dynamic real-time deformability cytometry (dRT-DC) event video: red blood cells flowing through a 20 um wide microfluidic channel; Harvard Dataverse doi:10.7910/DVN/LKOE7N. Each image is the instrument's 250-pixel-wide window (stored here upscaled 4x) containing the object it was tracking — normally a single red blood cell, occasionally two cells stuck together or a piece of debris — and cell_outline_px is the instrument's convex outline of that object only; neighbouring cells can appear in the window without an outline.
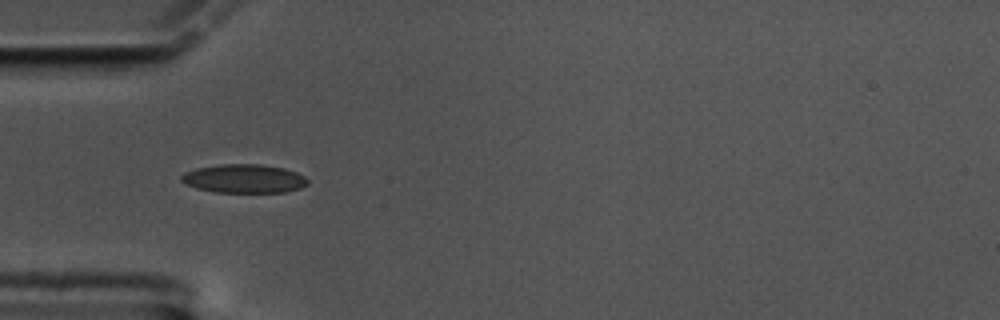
{"species": "common noctule bat (a hibernating species)", "species_latin": "Nyctalus noctula", "temperature_condition": "cold", "stored_images_in_passage": 15, "camera_frame_rate_fps": 3000, "um_per_image_px": 0.085, "animal": {"sex": "male", "body_mass_g": 17.5, "forearm_length_mm": 52.3}, "frame": {"image": 1, "passage_image": 5, "time_ms": 1.333, "image_size_px": [1000, 320], "cell_outline_px": [[308, 184], [300, 188], [284, 192], [216, 192], [196, 188], [184, 184], [180, 180], [180, 176], [184, 172], [196, 168], [220, 164], [260, 164], [284, 168], [296, 172], [304, 176], [308, 180]], "centroid_in_image_um": [20.71, 15.18], "position_along_channel_um": 64.3, "area_um2": 21.21}}